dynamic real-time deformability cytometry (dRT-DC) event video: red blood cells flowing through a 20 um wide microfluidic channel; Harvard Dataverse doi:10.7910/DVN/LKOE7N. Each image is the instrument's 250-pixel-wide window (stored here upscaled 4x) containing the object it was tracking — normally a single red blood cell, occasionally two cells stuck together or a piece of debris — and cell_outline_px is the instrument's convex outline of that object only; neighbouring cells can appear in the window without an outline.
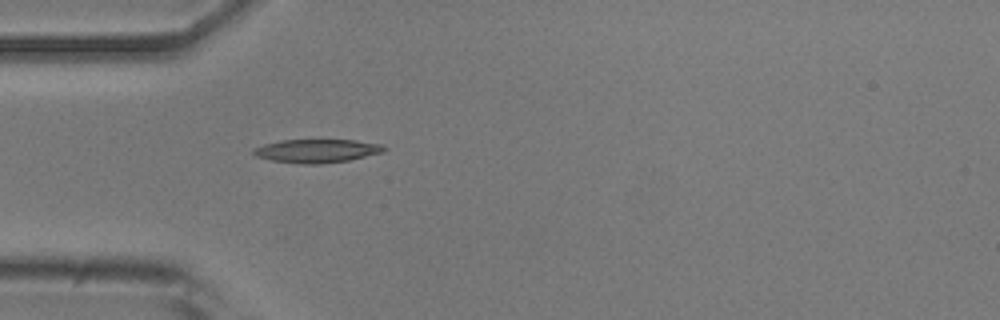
{"species": "common noctule bat (a hibernating species)", "species_latin": "Nyctalus noctula", "temperature_condition": "room temperature", "stored_images_in_passage": 1, "camera_frame_rate_fps": 3000, "um_per_image_px": 0.085, "animal": {"sex": "male", "body_mass_g": 20.5, "forearm_length_mm": 52.5}, "frame": {"image": 1, "passage_image": 1, "time_ms": 0.0, "image_size_px": [1000, 320], "cell_outline_px": [[388, 148], [384, 152], [348, 160], [320, 164], [300, 164], [272, 160], [256, 156], [252, 152], [252, 148], [264, 144], [280, 140], [356, 140], [380, 144]], "centroid_in_image_um": [26.92, 12.82], "position_along_channel_um": 58.1, "area_um2": 17.86}}